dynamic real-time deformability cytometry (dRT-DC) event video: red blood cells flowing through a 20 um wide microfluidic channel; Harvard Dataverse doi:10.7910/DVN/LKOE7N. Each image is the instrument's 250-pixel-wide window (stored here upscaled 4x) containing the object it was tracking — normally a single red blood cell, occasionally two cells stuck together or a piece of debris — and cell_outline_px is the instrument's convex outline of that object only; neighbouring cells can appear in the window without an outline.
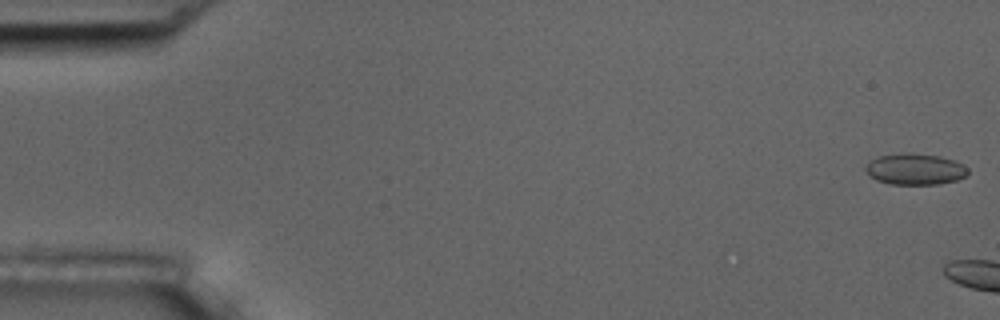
{"species": "common noctule bat (a hibernating species)", "species_latin": "Nyctalus noctula", "temperature_condition": "room temperature", "stored_images_in_passage": 3, "camera_frame_rate_fps": 3000, "um_per_image_px": 0.085, "animal": {"sex": "male", "body_mass_g": 17.5, "forearm_length_mm": 52.3}, "frame": {"image": 1, "passage_image": 1, "time_ms": 0.0, "image_size_px": [1000, 320], "cell_outline_px": [[968, 176], [956, 180], [936, 184], [892, 184], [876, 180], [864, 168], [872, 160], [880, 156], [908, 152], [912, 152], [940, 156], [956, 160], [968, 168]], "centroid_in_image_um": [77.84, 14.37], "position_along_channel_um": 7.2, "area_um2": 18.55}}